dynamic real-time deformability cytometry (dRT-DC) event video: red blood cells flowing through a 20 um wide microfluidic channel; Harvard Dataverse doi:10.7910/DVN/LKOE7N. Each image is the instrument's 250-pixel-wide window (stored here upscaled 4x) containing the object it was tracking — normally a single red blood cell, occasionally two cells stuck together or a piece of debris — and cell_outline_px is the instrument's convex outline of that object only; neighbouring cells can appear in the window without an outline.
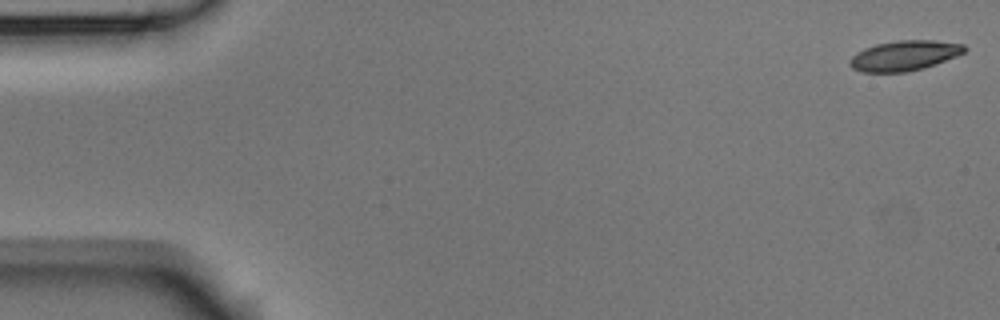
{"species": "Egyptian fruit bat (a non-hibernating species)", "species_latin": "Rousettus aegyptiacus", "temperature_condition": "room temperature", "stored_images_in_passage": 3, "camera_frame_rate_fps": 3000, "um_per_image_px": 0.085, "animal": {"sex": "male"}, "frame": {"image": 1, "passage_image": 1, "time_ms": 0.0, "image_size_px": [1000, 320], "cell_outline_px": [[968, 48], [964, 52], [956, 56], [936, 64], [924, 68], [908, 72], [860, 72], [852, 68], [848, 64], [848, 60], [856, 52], [864, 48], [876, 44], [896, 40], [936, 40], [964, 44]], "centroid_in_image_um": [76.85, 4.72], "position_along_channel_um": 8.1, "area_um2": 20.4}}